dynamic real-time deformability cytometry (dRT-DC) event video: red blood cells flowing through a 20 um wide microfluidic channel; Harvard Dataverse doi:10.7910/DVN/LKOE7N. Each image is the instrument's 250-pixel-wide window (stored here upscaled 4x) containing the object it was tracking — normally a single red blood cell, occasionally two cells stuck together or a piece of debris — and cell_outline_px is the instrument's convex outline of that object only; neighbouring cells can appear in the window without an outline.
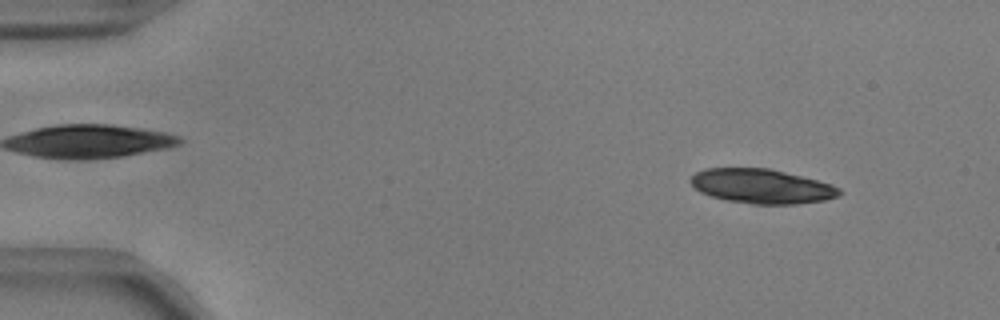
{"species": "common noctule bat (a hibernating species)", "species_latin": "Nyctalus noctula", "temperature_condition": "warm", "stored_images_in_passage": 52, "segment_of_instrument_passage": [1, 2], "camera_frame_rate_fps": 3000, "um_per_image_px": 0.085, "animal": {"sex": "male", "body_mass_g": 17.9, "forearm_length_mm": 54.2}, "frame": {"image": 1, "passage_image": 5, "time_ms": 1.333, "image_size_px": [1000, 320], "cell_outline_px": [[844, 192], [840, 196], [824, 200], [796, 204], [752, 204], [728, 200], [712, 196], [700, 192], [688, 180], [696, 172], [704, 168], [772, 168], [832, 184], [840, 188]], "centroid_in_image_um": [64.78, 15.82], "position_along_channel_um": 20.2, "area_um2": 30.0}}